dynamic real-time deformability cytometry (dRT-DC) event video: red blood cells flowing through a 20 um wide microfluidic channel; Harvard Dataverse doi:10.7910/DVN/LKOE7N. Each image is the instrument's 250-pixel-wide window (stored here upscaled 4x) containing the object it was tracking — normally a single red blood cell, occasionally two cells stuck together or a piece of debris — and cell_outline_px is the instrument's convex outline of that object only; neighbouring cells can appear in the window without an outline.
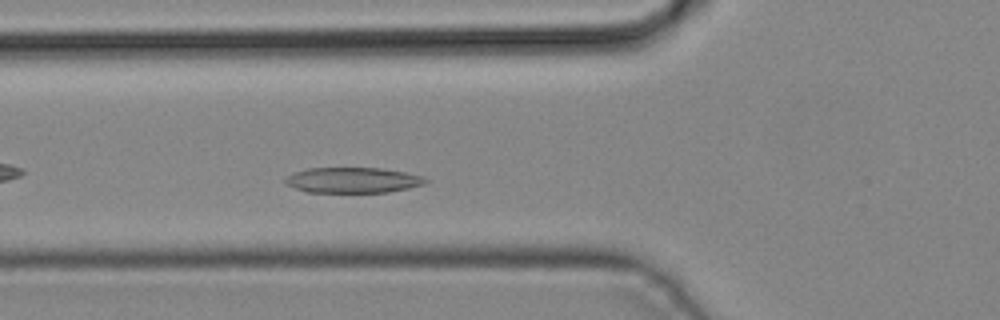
{"species": "common noctule bat (a hibernating species)", "species_latin": "Nyctalus noctula", "temperature_condition": "cold", "stored_images_in_passage": 39, "segment_of_instrument_passage": [1, 2], "camera_frame_rate_fps": 3000, "um_per_image_px": 0.085, "animal": {"sex": "male", "body_mass_g": 19.2, "forearm_length_mm": 51.8}, "frame": {"image": 1, "passage_image": 9, "time_ms": 2.667, "image_size_px": [1000, 320], "cell_outline_px": [[428, 180], [424, 184], [408, 188], [388, 192], [304, 192], [284, 184], [284, 180], [292, 172], [308, 168], [380, 168], [404, 172], [424, 176]], "centroid_in_image_um": [29.94, 15.31], "position_along_channel_um": 95.9, "area_um2": 20.92}}
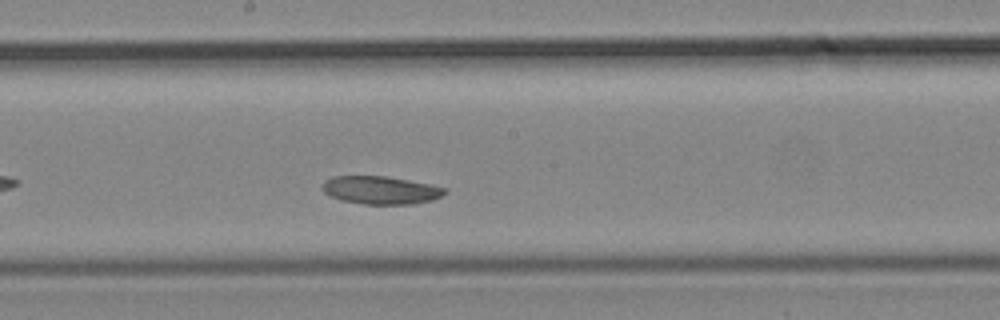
{"frame": {"image": 2, "passage_image": 17, "time_ms": 5.333, "image_size_px": [1000, 320], "cell_outline_px": [[448, 192], [432, 200], [412, 204], [364, 204], [340, 200], [324, 192], [320, 188], [324, 180], [332, 176], [388, 176], [448, 188]], "centroid_in_image_um": [32.34, 16.15], "position_along_channel_um": 215.9, "area_um2": 20.06}}
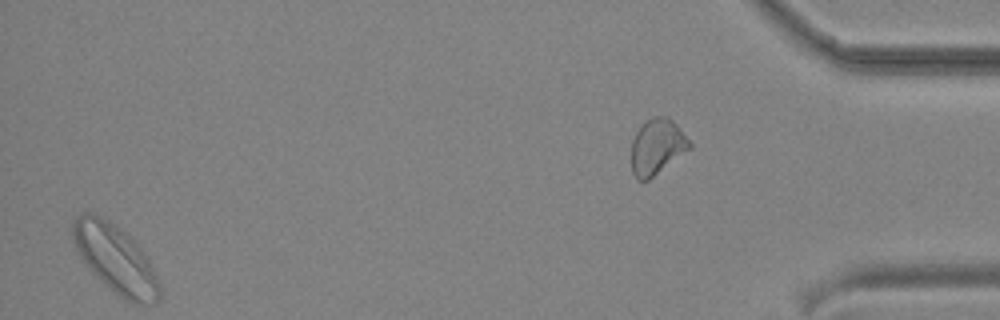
{"frame": {"image": 3, "passage_image": 37, "time_ms": 12.0, "image_size_px": [1000, 320], "cell_outline_px": [[160, 300], [156, 304], [132, 304], [120, 296], [92, 272], [88, 268], [80, 256], [76, 248], [72, 236], [72, 220], [76, 216], [84, 212], [92, 212], [100, 216], [112, 224], [128, 236], [144, 252], [160, 284]], "centroid_in_image_um": [9.81, 22.03], "position_along_channel_um": 425.4, "area_um2": 33.99}}